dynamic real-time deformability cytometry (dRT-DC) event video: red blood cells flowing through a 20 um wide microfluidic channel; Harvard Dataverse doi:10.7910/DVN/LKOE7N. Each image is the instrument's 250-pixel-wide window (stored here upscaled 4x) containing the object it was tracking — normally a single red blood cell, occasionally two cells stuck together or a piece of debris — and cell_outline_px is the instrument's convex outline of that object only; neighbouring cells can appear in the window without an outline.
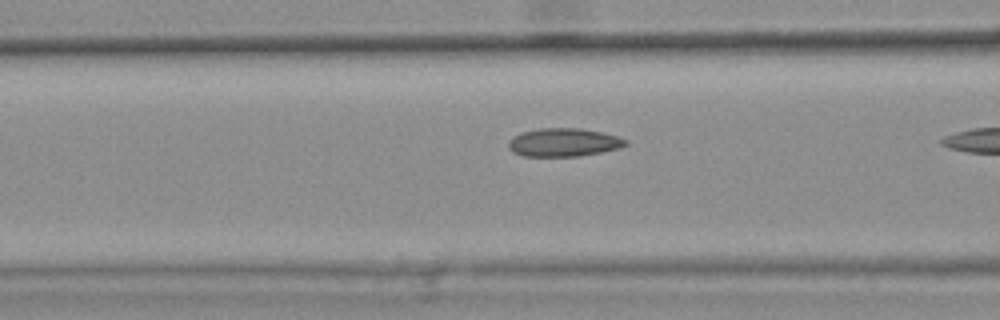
{"species": "common noctule bat (a hibernating species)", "species_latin": "Nyctalus noctula", "temperature_condition": "warm", "stored_images_in_passage": 11, "camera_frame_rate_fps": 3000, "um_per_image_px": 0.085, "animal": {"sex": "female", "body_mass_g": 25.1}, "frame": {"image": 1, "passage_image": 10, "time_ms": 3.0, "image_size_px": [1000, 320], "cell_outline_px": [[628, 144], [620, 148], [580, 156], [524, 156], [512, 152], [508, 148], [508, 144], [512, 136], [520, 132], [540, 128], [580, 128], [604, 132], [620, 136], [628, 140]], "centroid_in_image_um": [47.93, 12.09], "position_along_channel_um": 118.7, "area_um2": 19.59}}